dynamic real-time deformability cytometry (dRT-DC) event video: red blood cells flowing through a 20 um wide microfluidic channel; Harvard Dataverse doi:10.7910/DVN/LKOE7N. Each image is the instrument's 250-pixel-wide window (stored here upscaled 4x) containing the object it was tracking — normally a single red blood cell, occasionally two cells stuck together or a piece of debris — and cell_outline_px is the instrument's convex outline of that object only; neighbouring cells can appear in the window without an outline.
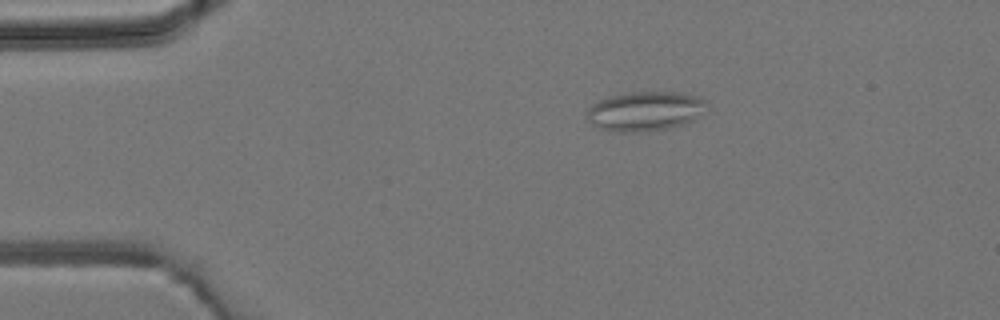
{"species": "common noctule bat (a hibernating species)", "species_latin": "Nyctalus noctula", "temperature_condition": "room temperature", "stored_images_in_passage": 2, "camera_frame_rate_fps": 3000, "um_per_image_px": 0.085, "animal": {"sex": "male", "body_mass_g": 19.2, "forearm_length_mm": 51.8}, "frame": {"image": 1, "passage_image": 1, "time_ms": 0.0, "image_size_px": [1000, 320], "cell_outline_px": [[708, 100], [692, 120], [684, 124], [668, 128], [640, 132], [620, 132], [600, 128], [592, 124], [588, 120], [588, 108], [592, 104], [600, 100], [612, 96], [628, 92], [676, 92], [700, 96]], "centroid_in_image_um": [54.8, 9.44], "position_along_channel_um": 30.2, "area_um2": 27.11}}